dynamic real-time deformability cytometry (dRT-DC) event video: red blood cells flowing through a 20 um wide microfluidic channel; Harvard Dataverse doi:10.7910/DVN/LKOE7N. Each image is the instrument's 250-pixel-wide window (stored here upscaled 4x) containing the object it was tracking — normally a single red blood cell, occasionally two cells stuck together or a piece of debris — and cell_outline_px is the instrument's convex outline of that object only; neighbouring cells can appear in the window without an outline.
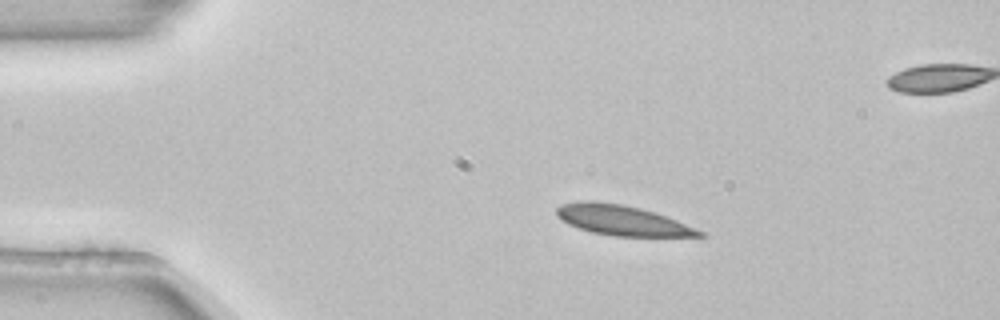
{"species": "common noctule bat (a hibernating species)", "species_latin": "Nyctalus noctula", "temperature_condition": "room temperature", "stored_images_in_passage": 4, "camera_frame_rate_fps": 3000, "um_per_image_px": 0.085, "animal": {"sex": "female", "body_mass_g": 22.7, "forearm_length_mm": 54.2}, "frame": {"image": 1, "passage_image": 2, "time_ms": 0.333, "image_size_px": [1000, 320], "cell_outline_px": [[708, 236], [616, 236], [592, 232], [568, 224], [556, 216], [556, 208], [560, 204], [580, 200], [596, 200], [624, 204], [656, 212], [676, 220], [704, 232]], "centroid_in_image_um": [52.84, 18.7], "position_along_channel_um": 32.2, "area_um2": 25.14}}